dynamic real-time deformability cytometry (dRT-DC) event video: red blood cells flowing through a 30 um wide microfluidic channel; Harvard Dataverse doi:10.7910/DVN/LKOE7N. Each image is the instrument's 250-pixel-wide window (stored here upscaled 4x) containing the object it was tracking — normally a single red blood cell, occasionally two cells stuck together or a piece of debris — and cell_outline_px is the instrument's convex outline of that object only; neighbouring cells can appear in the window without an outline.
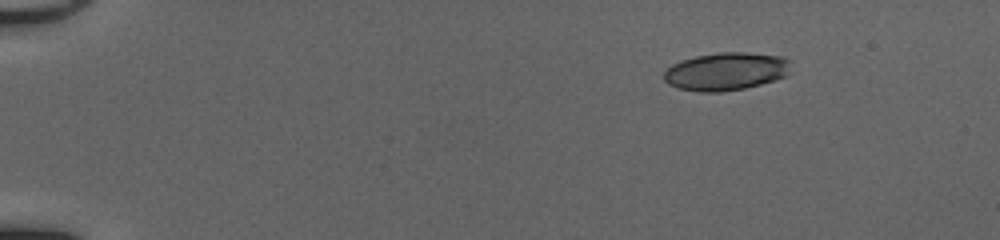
{"species": "common noctule bat (a hibernating species)", "species_latin": "Nyctalus noctula", "temperature_condition": "cold", "stored_images_in_passage": 44, "camera_frame_rate_fps": 3000, "um_per_image_px": 0.085, "animal": {"sex": "female", "body_mass_g": 20.0, "forearm_length_mm": 54.0}, "frame": {"image": 1, "passage_image": 1, "time_ms": 0.0, "image_size_px": [1000, 240], "cell_outline_px": [[788, 72], [784, 76], [776, 80], [744, 88], [720, 92], [700, 92], [676, 88], [668, 84], [664, 80], [664, 72], [672, 64], [680, 60], [696, 56], [720, 52], [748, 52], [784, 56], [788, 60]], "centroid_in_image_um": [61.67, 6.07], "position_along_channel_um": 23.3, "area_um2": 28.09}}
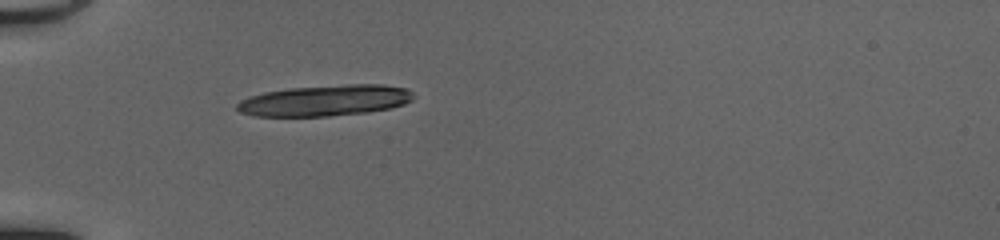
{"frame": {"image": 2, "passage_image": 11, "time_ms": 3.333, "image_size_px": [1000, 240], "cell_outline_px": [[416, 96], [412, 100], [404, 104], [392, 108], [368, 112], [328, 116], [252, 116], [240, 112], [236, 108], [236, 104], [240, 100], [248, 96], [264, 92], [288, 88], [348, 84], [384, 84], [408, 88]], "centroid_in_image_um": [27.65, 8.53], "position_along_channel_um": 57.3, "area_um2": 32.25}}
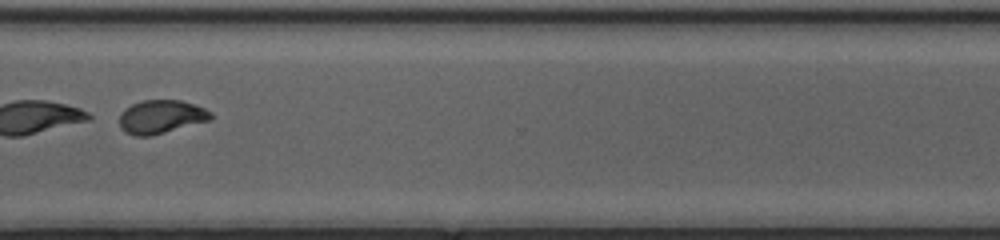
{"frame": {"image": 3, "passage_image": 34, "time_ms": 11.0, "image_size_px": [1000, 240], "cell_outline_px": [[212, 120], [152, 136], [136, 136], [124, 132], [120, 128], [120, 112], [124, 108], [132, 104], [144, 100], [180, 100], [204, 108], [212, 112]], "centroid_in_image_um": [13.69, 9.94], "position_along_channel_um": 356.9, "area_um2": 18.03}}